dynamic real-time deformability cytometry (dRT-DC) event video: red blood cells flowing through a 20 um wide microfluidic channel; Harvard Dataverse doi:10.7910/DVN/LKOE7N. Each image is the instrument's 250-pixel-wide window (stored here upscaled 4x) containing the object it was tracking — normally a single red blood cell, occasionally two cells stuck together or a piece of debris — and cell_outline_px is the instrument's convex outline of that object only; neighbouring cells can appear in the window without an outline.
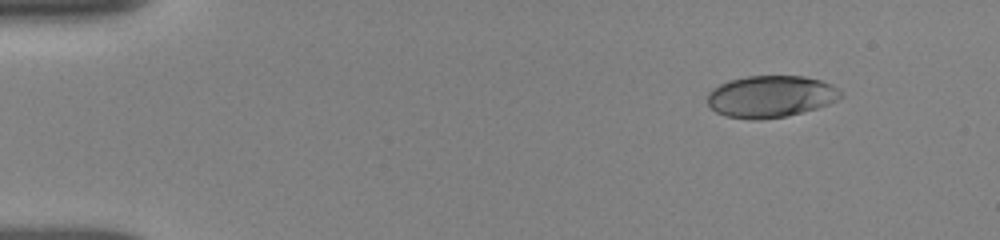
{"species": "human", "species_latin": "Homo sapiens", "temperature_condition": "room temperature", "stored_images_in_passage": 47, "camera_frame_rate_fps": 3000, "um_per_image_px": 0.085, "donor": {"sex": "female"}, "frame": {"image": 1, "passage_image": 1, "time_ms": 0.0, "image_size_px": [1000, 240], "cell_outline_px": [[844, 96], [828, 104], [816, 108], [784, 116], [760, 120], [752, 120], [728, 116], [716, 112], [708, 104], [708, 92], [712, 88], [728, 80], [748, 76], [804, 76], [820, 80], [832, 84]], "centroid_in_image_um": [65.49, 8.19], "position_along_channel_um": 19.5, "area_um2": 32.37}}
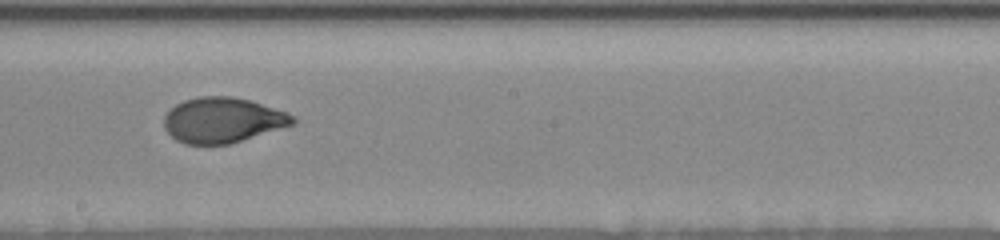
{"frame": {"image": 2, "passage_image": 25, "time_ms": 8.0, "image_size_px": [1000, 240], "cell_outline_px": [[296, 124], [228, 144], [184, 144], [176, 140], [164, 128], [164, 116], [176, 104], [184, 100], [196, 96], [232, 96], [248, 100], [288, 112], [296, 116]], "centroid_in_image_um": [18.94, 10.2], "position_along_channel_um": 229.3, "area_um2": 33.99}}
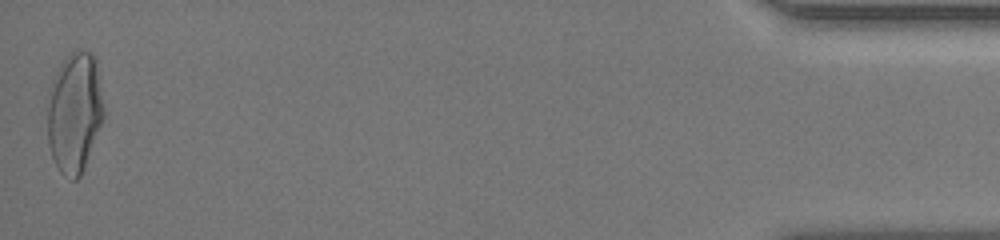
{"frame": {"image": 3, "passage_image": 47, "time_ms": 15.333, "image_size_px": [1000, 240], "cell_outline_px": [[104, 116], [80, 176], [76, 180], [72, 180], [60, 172], [52, 156], [48, 144], [48, 88], [60, 64], [72, 52], [92, 52], [96, 56], [104, 108]], "centroid_in_image_um": [6.33, 9.54], "position_along_channel_um": 428.9, "area_um2": 39.3}, "authors_computed_cell_mechanics": {"area_um2": 34.4488, "velocity_mm_per_s": 3.8684, "shape_relaxation_time_tau1_ms": 3.4352, "shape_relaxation_time_tau2_ms": 0.6764, "deformation_change_tau1": 0.1711, "deformation_change_tau2": 0.0476}}